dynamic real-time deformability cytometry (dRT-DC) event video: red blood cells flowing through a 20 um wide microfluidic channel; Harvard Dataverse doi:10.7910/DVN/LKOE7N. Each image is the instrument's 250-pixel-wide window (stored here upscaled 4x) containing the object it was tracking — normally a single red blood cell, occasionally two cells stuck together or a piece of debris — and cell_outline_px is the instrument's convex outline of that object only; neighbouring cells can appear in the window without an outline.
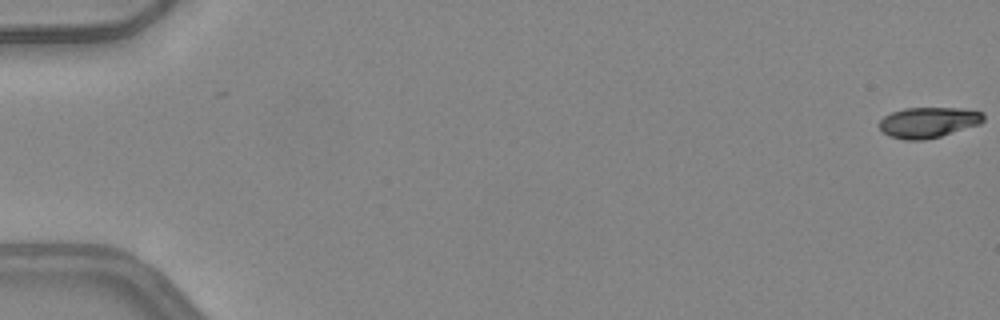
{"species": "common noctule bat (a hibernating species)", "species_latin": "Nyctalus noctula", "temperature_condition": "warm", "stored_images_in_passage": 12, "camera_frame_rate_fps": 3000, "um_per_image_px": 0.085, "animal": {"sex": "female", "body_mass_g": 24.6, "forearm_length_mm": 56.2}, "frame": {"image": 1, "passage_image": 1, "time_ms": 0.0, "image_size_px": [1000, 320], "cell_outline_px": [[984, 120], [980, 124], [940, 136], [924, 140], [904, 140], [888, 136], [880, 128], [880, 120], [884, 116], [892, 112], [904, 108], [964, 108], [984, 112]], "centroid_in_image_um": [78.92, 10.4], "position_along_channel_um": 6.1, "area_um2": 18.61}}